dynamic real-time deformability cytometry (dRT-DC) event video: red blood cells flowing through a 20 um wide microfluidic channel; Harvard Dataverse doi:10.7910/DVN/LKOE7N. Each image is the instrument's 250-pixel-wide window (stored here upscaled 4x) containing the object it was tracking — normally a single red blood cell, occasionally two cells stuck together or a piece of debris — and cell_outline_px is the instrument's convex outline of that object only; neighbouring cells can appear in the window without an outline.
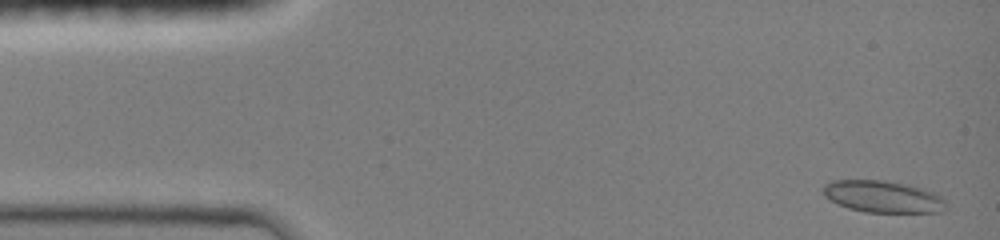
{"species": "common noctule bat (a hibernating species)", "species_latin": "Nyctalus noctula", "temperature_condition": "room temperature", "stored_images_in_passage": 12, "camera_frame_rate_fps": 3000, "um_per_image_px": 0.085, "animal": {"sex": "female", "body_mass_g": 19.0, "forearm_length_mm": 51.5}, "frame": {"image": 1, "passage_image": 2, "time_ms": 0.333, "image_size_px": [1000, 240], "cell_outline_px": [[944, 212], [864, 212], [848, 208], [836, 204], [824, 196], [824, 184], [832, 180], [880, 180], [920, 188], [932, 192], [944, 200]], "centroid_in_image_um": [74.97, 16.73], "position_along_channel_um": 10.0, "area_um2": 22.43}}
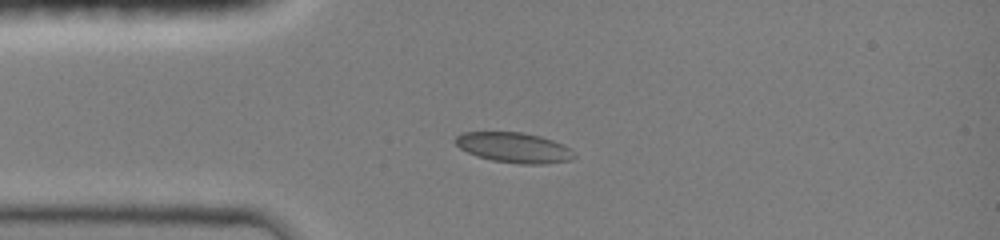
{"frame": {"image": 2, "passage_image": 11, "time_ms": 3.333, "image_size_px": [1000, 240], "cell_outline_px": [[576, 156], [572, 160], [544, 164], [520, 164], [492, 160], [476, 156], [460, 148], [456, 144], [456, 136], [464, 132], [520, 132], [540, 136], [552, 140], [568, 148]], "centroid_in_image_um": [43.68, 12.55], "position_along_channel_um": 41.3, "area_um2": 20.69}}